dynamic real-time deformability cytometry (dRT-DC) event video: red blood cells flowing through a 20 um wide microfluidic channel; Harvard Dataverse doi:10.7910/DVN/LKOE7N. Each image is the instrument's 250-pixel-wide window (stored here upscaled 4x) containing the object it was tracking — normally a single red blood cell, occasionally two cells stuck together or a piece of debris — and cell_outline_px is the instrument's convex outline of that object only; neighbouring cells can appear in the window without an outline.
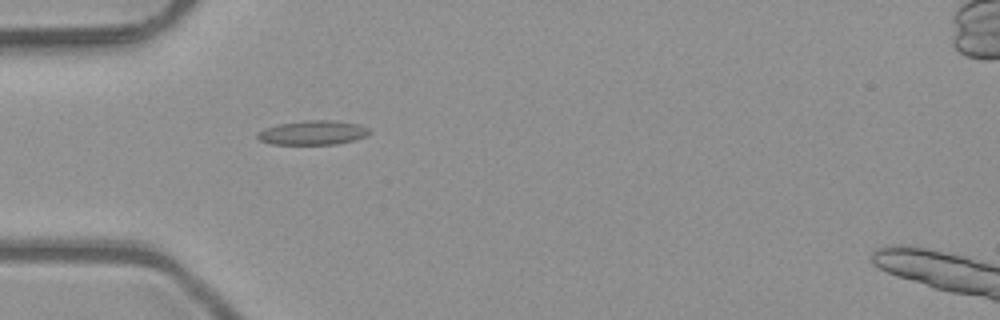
{"species": "common noctule bat (a hibernating species)", "species_latin": "Nyctalus noctula", "temperature_condition": "room temperature", "stored_images_in_passage": 4, "camera_frame_rate_fps": 3000, "um_per_image_px": 0.085, "animal": {"sex": "male", "body_mass_g": 23.1, "forearm_length_mm": 52.7}, "frame": {"image": 1, "passage_image": 4, "time_ms": 1.0, "image_size_px": [1000, 320], "cell_outline_px": [[368, 136], [336, 144], [268, 144], [260, 140], [256, 136], [256, 132], [264, 128], [280, 124], [304, 120], [328, 120], [356, 124], [368, 128]], "centroid_in_image_um": [26.52, 11.28], "position_along_channel_um": 58.5, "area_um2": 15.66}}